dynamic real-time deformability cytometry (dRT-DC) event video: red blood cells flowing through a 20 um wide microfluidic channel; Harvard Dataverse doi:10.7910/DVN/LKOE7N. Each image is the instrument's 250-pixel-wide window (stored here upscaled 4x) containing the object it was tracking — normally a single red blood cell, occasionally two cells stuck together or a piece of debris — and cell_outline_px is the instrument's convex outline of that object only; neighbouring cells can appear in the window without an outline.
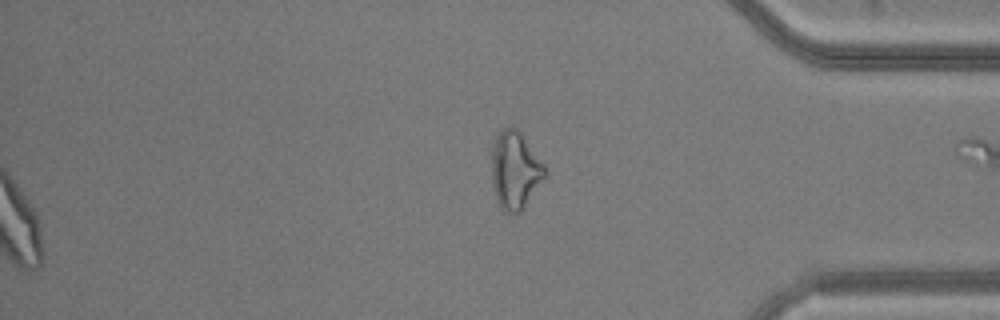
{"species": "common noctule bat (a hibernating species)", "species_latin": "Nyctalus noctula", "temperature_condition": "warm", "stored_images_in_passage": 46, "segment_of_instrument_passage": [2, 2], "camera_frame_rate_fps": 3000, "um_per_image_px": 0.085, "animal": {"sex": "male", "body_mass_g": 20.5, "forearm_length_mm": 52.5}, "frame": {"image": 1, "passage_image": 46, "time_ms": 15.0, "image_size_px": [1000, 320], "cell_outline_px": [[544, 176], [520, 212], [516, 216], [504, 212], [496, 200], [492, 184], [492, 140], [504, 128], [516, 128], [520, 132], [544, 164]], "centroid_in_image_um": [43.73, 14.49], "position_along_channel_um": 391.5, "area_um2": 23.7}}